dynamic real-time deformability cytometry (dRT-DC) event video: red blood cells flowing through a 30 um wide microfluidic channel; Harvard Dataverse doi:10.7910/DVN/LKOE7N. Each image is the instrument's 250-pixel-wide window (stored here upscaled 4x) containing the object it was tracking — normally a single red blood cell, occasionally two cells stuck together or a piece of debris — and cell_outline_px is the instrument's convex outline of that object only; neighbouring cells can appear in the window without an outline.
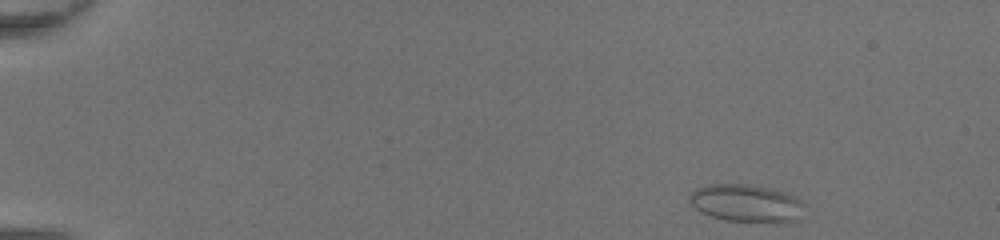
{"species": "common noctule bat (a hibernating species)", "species_latin": "Nyctalus noctula", "temperature_condition": "room temperature", "stored_images_in_passage": 44, "camera_frame_rate_fps": 3000, "um_per_image_px": 0.085, "animal": {"sex": "female", "body_mass_g": 20.0, "forearm_length_mm": 54.0}, "frame": {"image": 1, "passage_image": 2, "time_ms": 0.333, "image_size_px": [1000, 240], "cell_outline_px": [[804, 204], [800, 220], [784, 224], [776, 224], [724, 220], [700, 212], [688, 200], [688, 196], [696, 188], [708, 184], [748, 184], [772, 188], [796, 196]], "centroid_in_image_um": [63.5, 17.3], "position_along_channel_um": 21.5, "area_um2": 25.95}}
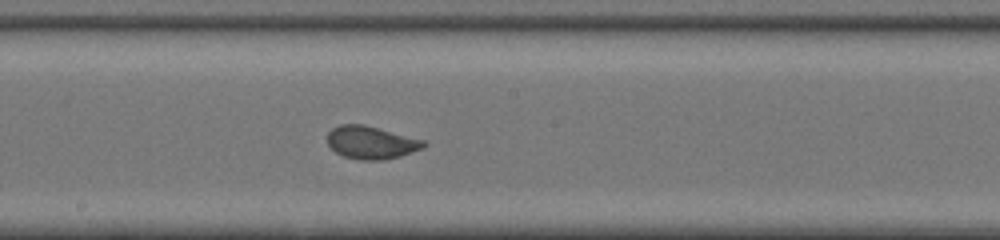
{"frame": {"image": 2, "passage_image": 24, "time_ms": 7.667, "image_size_px": [1000, 240], "cell_outline_px": [[428, 144], [424, 148], [400, 156], [384, 160], [364, 160], [344, 156], [336, 152], [328, 144], [328, 132], [332, 128], [340, 124], [364, 124], [424, 140]], "centroid_in_image_um": [31.57, 12.11], "position_along_channel_um": 216.6, "area_um2": 18.38}}
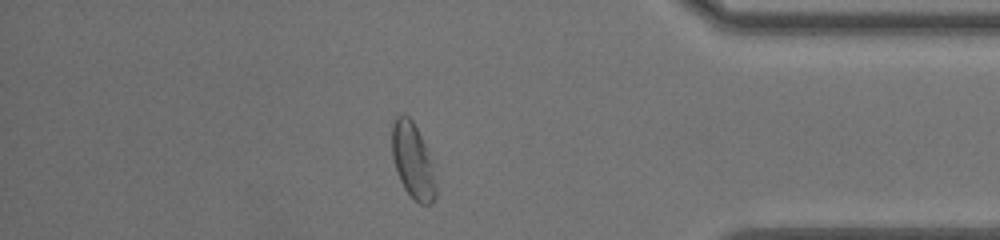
{"frame": {"image": 3, "passage_image": 38, "time_ms": 12.333, "image_size_px": [1000, 240], "cell_outline_px": [[436, 196], [432, 204], [420, 204], [404, 188], [396, 172], [392, 156], [392, 124], [396, 116], [400, 112], [408, 116], [412, 120], [424, 144], [436, 188]], "centroid_in_image_um": [35.03, 13.65], "position_along_channel_um": 400.2, "area_um2": 18.67}}